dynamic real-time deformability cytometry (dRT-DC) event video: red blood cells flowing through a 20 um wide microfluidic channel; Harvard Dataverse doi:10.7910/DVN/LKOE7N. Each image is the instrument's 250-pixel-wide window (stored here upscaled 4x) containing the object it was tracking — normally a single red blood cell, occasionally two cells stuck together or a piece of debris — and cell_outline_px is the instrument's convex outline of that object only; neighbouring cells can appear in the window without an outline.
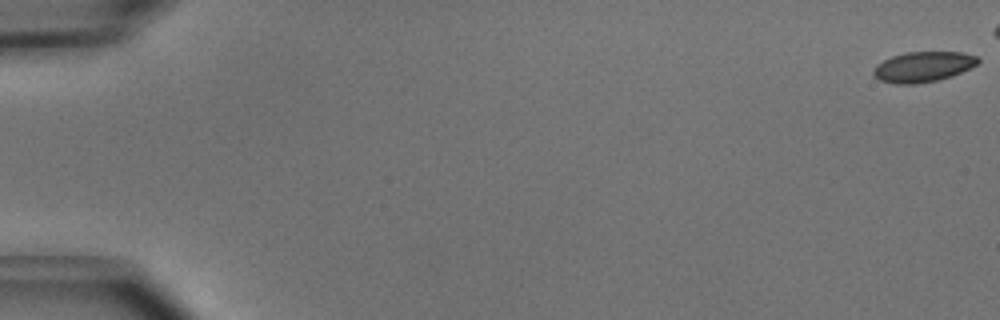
{"species": "common noctule bat (a hibernating species)", "species_latin": "Nyctalus noctula", "temperature_condition": "cold", "stored_images_in_passage": 45, "camera_frame_rate_fps": 3000, "um_per_image_px": 0.085, "animal": {"sex": "male", "body_mass_g": 15.6}, "frame": {"image": 1, "passage_image": 1, "time_ms": 0.0, "image_size_px": [1000, 320], "cell_outline_px": [[980, 60], [976, 64], [952, 76], [936, 80], [916, 84], [896, 84], [880, 80], [872, 72], [872, 68], [876, 64], [892, 56], [908, 52], [960, 52], [976, 56]], "centroid_in_image_um": [78.42, 5.68], "position_along_channel_um": 6.6, "area_um2": 18.26}}
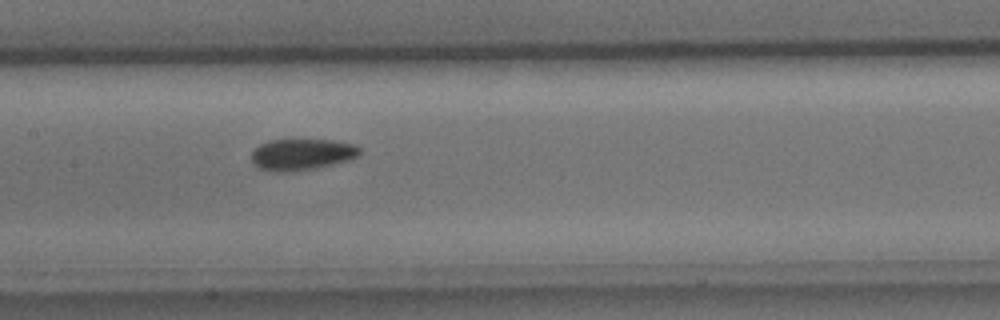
{"frame": {"image": 2, "passage_image": 26, "time_ms": 8.333, "image_size_px": [1000, 320], "cell_outline_px": [[360, 156], [352, 160], [316, 168], [288, 172], [268, 172], [256, 168], [252, 164], [252, 152], [260, 144], [268, 140], [332, 140], [352, 144], [360, 148]], "centroid_in_image_um": [25.63, 13.15], "position_along_channel_um": 181.8, "area_um2": 20.11}}
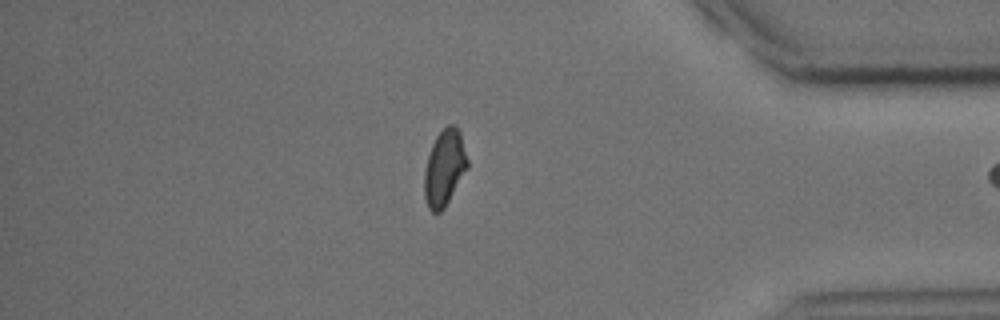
{"frame": {"image": 3, "passage_image": 44, "time_ms": 14.333, "image_size_px": [1000, 320], "cell_outline_px": [[468, 168], [444, 208], [440, 212], [432, 212], [428, 208], [424, 196], [424, 172], [428, 156], [432, 144], [436, 136], [448, 124], [452, 124], [460, 132], [468, 160]], "centroid_in_image_um": [37.77, 14.28], "position_along_channel_um": 397.4, "area_um2": 19.02}}